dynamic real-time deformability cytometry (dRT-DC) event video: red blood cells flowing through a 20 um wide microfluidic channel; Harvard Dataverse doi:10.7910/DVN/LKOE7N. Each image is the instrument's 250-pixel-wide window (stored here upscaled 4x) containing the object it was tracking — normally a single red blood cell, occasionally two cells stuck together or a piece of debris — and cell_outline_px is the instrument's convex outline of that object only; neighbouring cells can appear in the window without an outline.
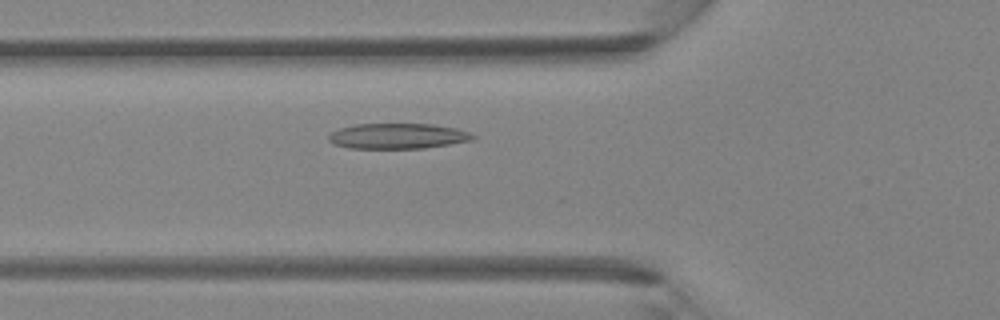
{"species": "Egyptian fruit bat (a non-hibernating species)", "species_latin": "Rousettus aegyptiacus", "temperature_condition": "room temperature", "stored_images_in_passage": 41, "camera_frame_rate_fps": 3000, "um_per_image_px": 0.085, "animal": {"sex": "female"}, "frame": {"image": 1, "passage_image": 13, "time_ms": 4.0, "image_size_px": [1000, 320], "cell_outline_px": [[476, 136], [472, 140], [424, 148], [348, 148], [332, 144], [328, 140], [328, 136], [332, 132], [340, 128], [352, 124], [432, 124], [456, 128], [468, 132]], "centroid_in_image_um": [33.76, 11.56], "position_along_channel_um": 92.0, "area_um2": 21.33}}
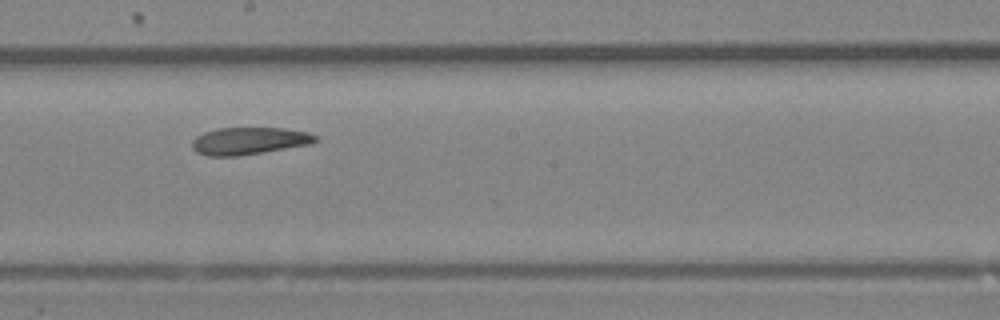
{"frame": {"image": 2, "passage_image": 22, "time_ms": 7.0, "image_size_px": [1000, 320], "cell_outline_px": [[320, 140], [312, 144], [264, 152], [236, 156], [208, 156], [196, 152], [192, 148], [192, 140], [196, 136], [204, 132], [216, 128], [284, 128], [308, 132], [320, 136]], "centroid_in_image_um": [21.22, 11.97], "position_along_channel_um": 227.0, "area_um2": 19.88}}
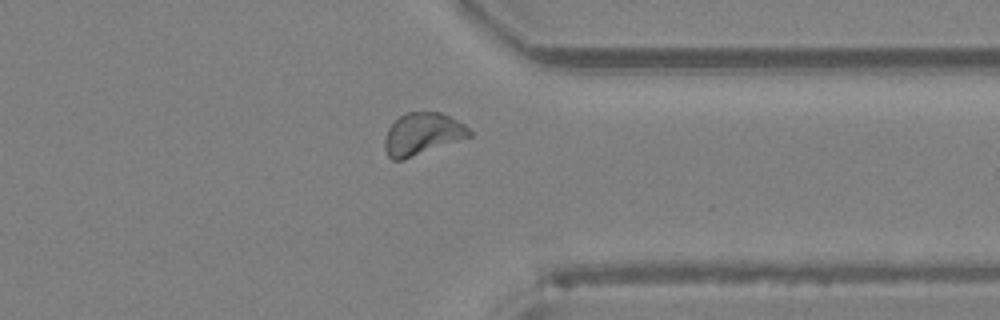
{"frame": {"image": 3, "passage_image": 32, "time_ms": 10.333, "image_size_px": [1000, 320], "cell_outline_px": [[472, 136], [400, 160], [392, 160], [388, 156], [384, 148], [384, 140], [388, 128], [400, 116], [408, 112], [440, 112], [464, 124], [472, 132]], "centroid_in_image_um": [35.88, 11.38], "position_along_channel_um": 375.5, "area_um2": 20.4}}